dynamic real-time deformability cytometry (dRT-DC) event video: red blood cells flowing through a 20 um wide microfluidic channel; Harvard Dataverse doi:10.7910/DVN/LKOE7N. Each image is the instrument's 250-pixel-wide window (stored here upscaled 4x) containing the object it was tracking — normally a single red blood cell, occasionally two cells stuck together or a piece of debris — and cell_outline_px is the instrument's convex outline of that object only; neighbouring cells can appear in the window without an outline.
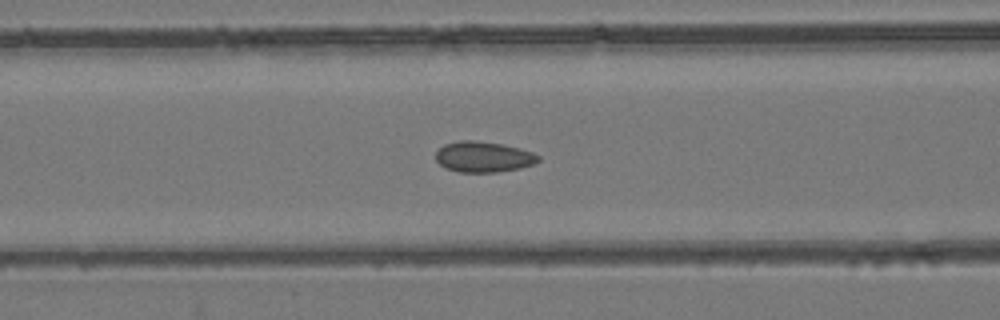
{"species": "common noctule bat (a hibernating species)", "species_latin": "Nyctalus noctula", "temperature_condition": "room temperature", "stored_images_in_passage": 44, "camera_frame_rate_fps": 3000, "um_per_image_px": 0.085, "animal": {"sex": "female", "body_mass_g": 24.6, "forearm_length_mm": 56.2}, "frame": {"image": 1, "passage_image": 13, "time_ms": 4.0, "image_size_px": [1000, 320], "cell_outline_px": [[540, 160], [532, 164], [520, 168], [496, 172], [460, 172], [444, 168], [436, 160], [436, 152], [444, 144], [460, 140], [476, 140], [504, 144], [520, 148], [532, 152], [540, 156]], "centroid_in_image_um": [41.08, 13.32], "position_along_channel_um": 125.5, "area_um2": 18.44}}
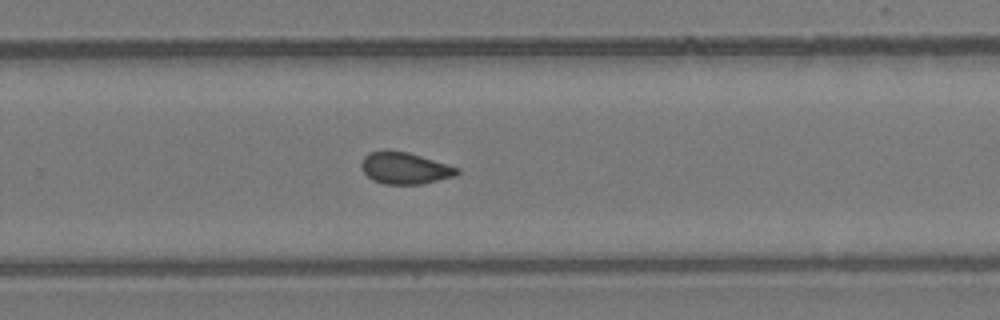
{"frame": {"image": 2, "passage_image": 26, "time_ms": 8.333, "image_size_px": [1000, 320], "cell_outline_px": [[460, 172], [456, 176], [424, 184], [384, 184], [372, 180], [360, 168], [360, 164], [364, 156], [368, 152], [384, 148], [388, 148], [408, 152], [448, 164], [460, 168]], "centroid_in_image_um": [34.39, 14.27], "position_along_channel_um": 295.4, "area_um2": 18.26}}
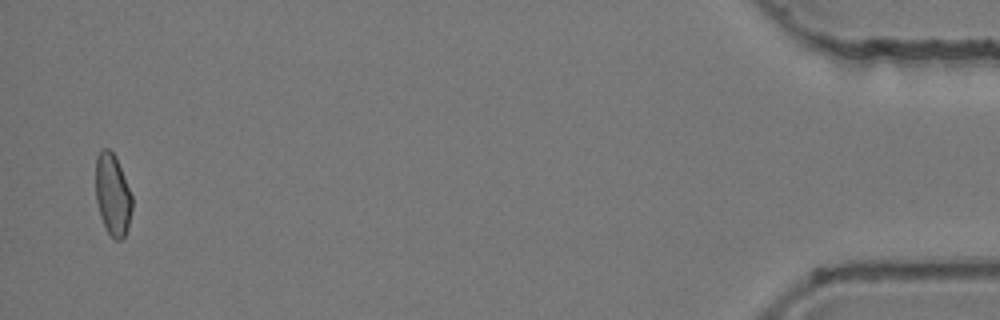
{"frame": {"image": 3, "passage_image": 43, "time_ms": 14.0, "image_size_px": [1000, 320], "cell_outline_px": [[132, 208], [128, 228], [124, 236], [120, 240], [116, 240], [108, 232], [100, 216], [96, 200], [96, 156], [100, 148], [108, 148], [116, 156], [132, 196]], "centroid_in_image_um": [9.57, 16.51], "position_along_channel_um": 425.6, "area_um2": 17.34}, "authors_computed_cell_mechanics": {"area_um2": 18.0336, "velocity_mm_per_s": 3.9276, "shape_relaxation_time_tau1_ms": null, "shape_relaxation_time_tau2_ms": 1.563, "deformation_change_tau1": null, "deformation_change_tau2": 0.0537}}